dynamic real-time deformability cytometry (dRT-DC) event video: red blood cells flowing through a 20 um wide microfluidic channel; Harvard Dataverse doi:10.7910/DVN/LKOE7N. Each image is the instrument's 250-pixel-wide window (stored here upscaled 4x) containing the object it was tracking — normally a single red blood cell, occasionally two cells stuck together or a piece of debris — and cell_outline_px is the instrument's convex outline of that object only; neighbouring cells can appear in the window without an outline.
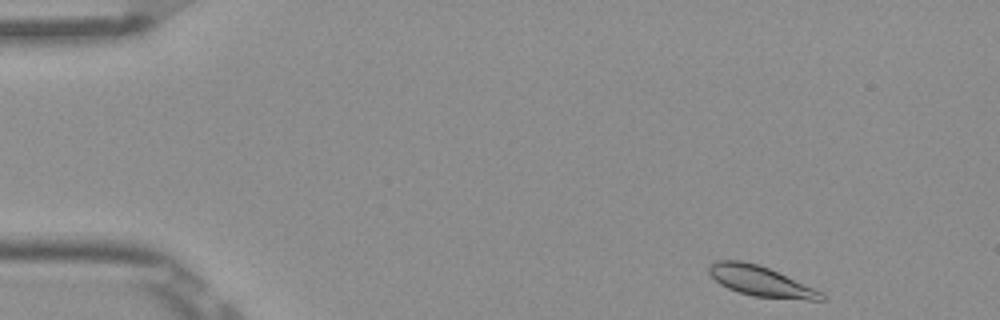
{"species": "Egyptian fruit bat (a non-hibernating species)", "species_latin": "Rousettus aegyptiacus", "temperature_condition": "room temperature", "stored_images_in_passage": 48, "camera_frame_rate_fps": 3000, "um_per_image_px": 0.085, "frame": {"image": 1, "passage_image": 1, "time_ms": 0.0, "image_size_px": [1000, 320], "cell_outline_px": [[828, 296], [824, 300], [808, 300], [752, 296], [728, 288], [720, 284], [708, 272], [708, 268], [716, 260], [740, 260], [756, 264], [768, 268], [824, 292]], "centroid_in_image_um": [64.7, 23.91], "position_along_channel_um": 20.3, "area_um2": 19.65}}
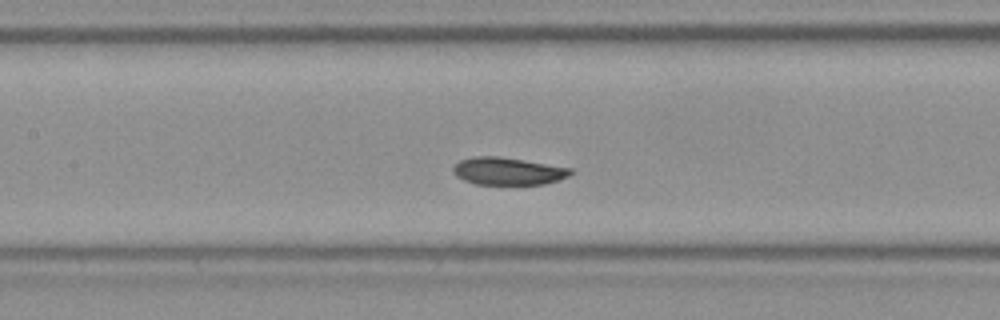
{"frame": {"image": 2, "passage_image": 20, "time_ms": 6.333, "image_size_px": [1000, 320], "cell_outline_px": [[572, 172], [568, 176], [544, 184], [476, 184], [464, 180], [456, 176], [452, 172], [452, 168], [460, 160], [472, 156], [500, 156], [572, 168]], "centroid_in_image_um": [43.13, 14.54], "position_along_channel_um": 164.3, "area_um2": 18.73}}
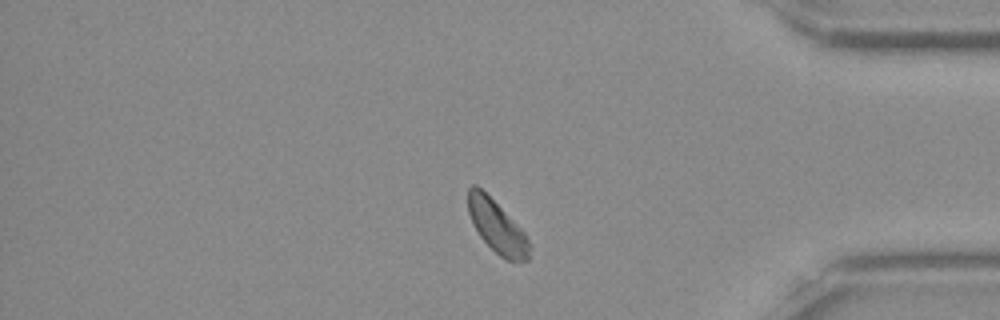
{"frame": {"image": 3, "passage_image": 40, "time_ms": 13.0, "image_size_px": [1000, 320], "cell_outline_px": [[532, 248], [528, 260], [508, 260], [500, 256], [480, 236], [468, 212], [468, 188], [472, 184], [476, 184], [524, 232], [532, 244]], "centroid_in_image_um": [42.27, 19.28], "position_along_channel_um": 392.9, "area_um2": 18.21}, "authors_computed_cell_mechanics": {"area_um2": 19.3919, "velocity_mm_per_s": 3.8102, "shape_relaxation_time_tau1_ms": 1.8661, "shape_relaxation_time_tau2_ms": null, "deformation_change_tau1": 0.0597, "deformation_change_tau2": null}}